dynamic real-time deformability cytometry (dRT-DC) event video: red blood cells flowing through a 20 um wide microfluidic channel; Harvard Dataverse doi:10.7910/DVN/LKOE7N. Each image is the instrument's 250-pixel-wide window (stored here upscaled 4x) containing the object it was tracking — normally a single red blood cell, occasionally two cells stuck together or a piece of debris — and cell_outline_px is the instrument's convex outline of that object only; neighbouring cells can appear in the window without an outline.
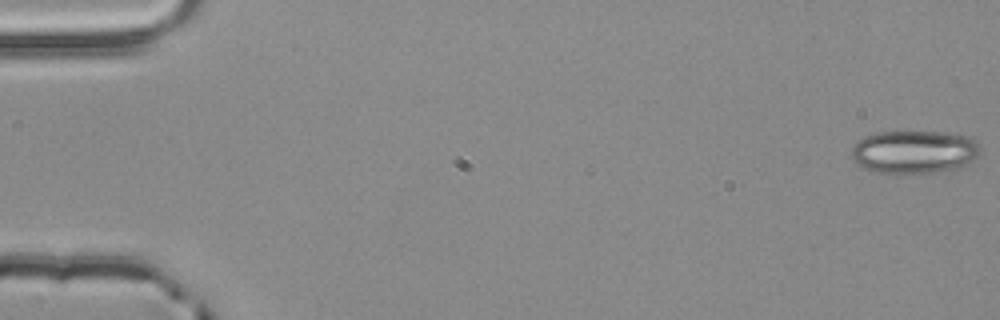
{"species": "common noctule bat (a hibernating species)", "species_latin": "Nyctalus noctula", "temperature_condition": "room temperature", "stored_images_in_passage": 55, "camera_frame_rate_fps": 3000, "um_per_image_px": 0.085, "animal": {"sex": "male", "body_mass_g": 20.4}, "frame": {"image": 1, "passage_image": 1, "time_ms": 0.0, "image_size_px": [1000, 320], "cell_outline_px": [[980, 152], [968, 164], [960, 168], [936, 172], [872, 172], [864, 168], [852, 160], [852, 148], [856, 140], [864, 136], [876, 132], [944, 132], [972, 136], [980, 144]], "centroid_in_image_um": [77.73, 12.89], "position_along_channel_um": 7.3, "area_um2": 32.54}}
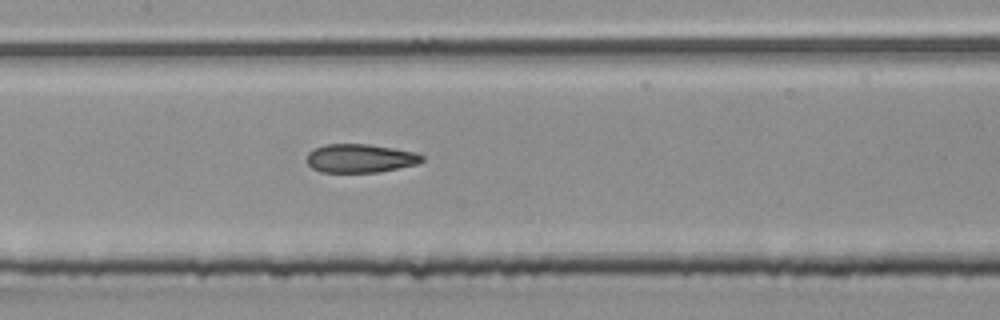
{"frame": {"image": 2, "passage_image": 27, "time_ms": 8.667, "image_size_px": [1000, 320], "cell_outline_px": [[424, 160], [416, 164], [380, 172], [320, 172], [312, 168], [308, 164], [308, 152], [312, 148], [324, 144], [368, 144], [416, 152], [424, 156]], "centroid_in_image_um": [30.6, 13.45], "position_along_channel_um": 176.8, "area_um2": 19.25}}
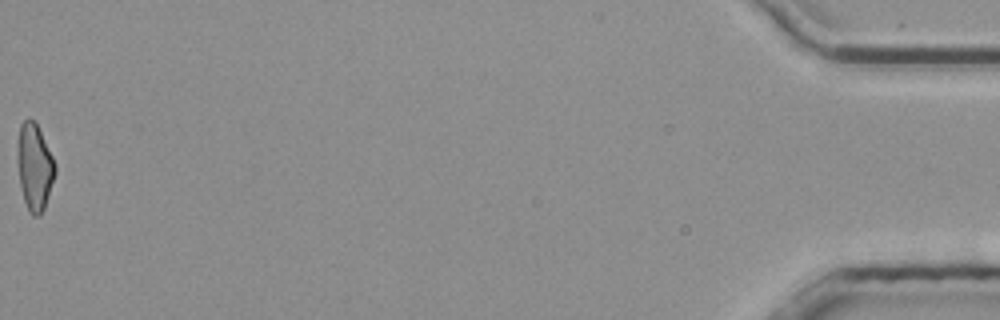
{"frame": {"image": 3, "passage_image": 55, "time_ms": 18.0, "image_size_px": [1000, 320], "cell_outline_px": [[56, 172], [44, 208], [40, 216], [32, 216], [28, 212], [24, 200], [20, 184], [20, 124], [28, 116], [36, 124], [56, 164]], "centroid_in_image_um": [2.98, 14.26], "position_along_channel_um": 432.2, "area_um2": 18.09}, "authors_computed_cell_mechanics": {"area_um2": 19.652, "velocity_mm_per_s": 3.8827, "shape_relaxation_time_tau1_ms": 8.3706, "shape_relaxation_time_tau2_ms": 1.6672, "deformation_change_tau1": 0.208, "deformation_change_tau2": 0.0984}}